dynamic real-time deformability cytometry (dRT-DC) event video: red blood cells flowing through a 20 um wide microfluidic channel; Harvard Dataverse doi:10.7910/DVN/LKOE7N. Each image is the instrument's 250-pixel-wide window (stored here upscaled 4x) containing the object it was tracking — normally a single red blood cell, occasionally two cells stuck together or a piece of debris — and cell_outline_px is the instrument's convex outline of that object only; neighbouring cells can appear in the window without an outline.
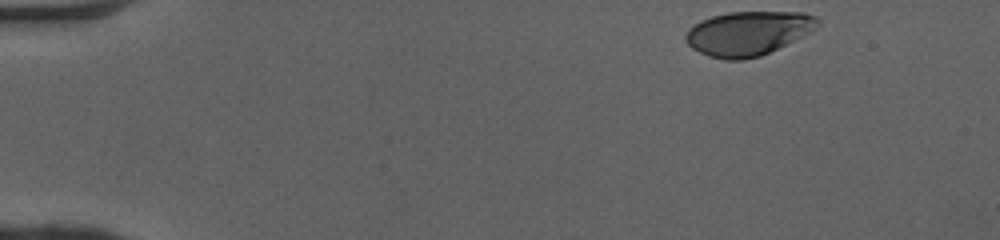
{"species": "human", "species_latin": "Homo sapiens", "temperature_condition": "cold", "stored_images_in_passage": 40, "camera_frame_rate_fps": 3000, "um_per_image_px": 0.085, "donor": {"sex": "female"}, "frame": {"image": 1, "passage_image": 1, "time_ms": 0.0, "image_size_px": [1000, 240], "cell_outline_px": [[820, 24], [812, 32], [760, 56], [740, 60], [724, 60], [708, 56], [692, 48], [684, 40], [684, 36], [688, 28], [700, 20], [712, 16], [728, 12], [804, 12], [816, 16], [820, 20]], "centroid_in_image_um": [63.58, 2.82], "position_along_channel_um": 21.4, "area_um2": 34.22}}
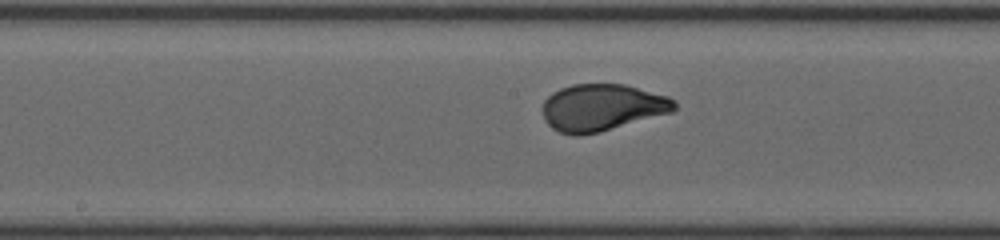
{"frame": {"image": 2, "passage_image": 22, "time_ms": 7.0, "image_size_px": [1000, 240], "cell_outline_px": [[676, 108], [672, 112], [600, 132], [576, 136], [572, 136], [560, 132], [552, 128], [544, 120], [544, 100], [552, 92], [560, 88], [572, 84], [624, 84], [668, 96], [676, 100]], "centroid_in_image_um": [51.18, 9.14], "position_along_channel_um": 197.0, "area_um2": 36.07}}
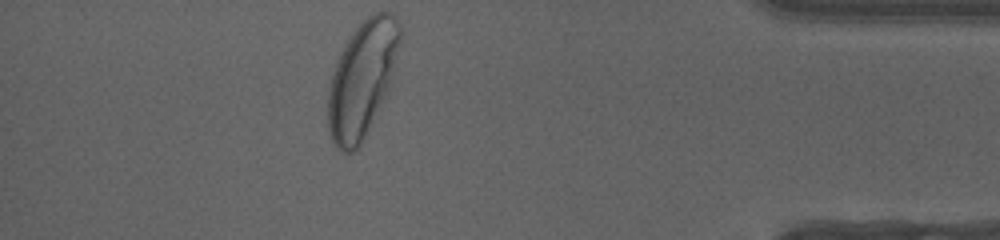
{"frame": {"image": 3, "passage_image": 40, "time_ms": 13.0, "image_size_px": [1000, 240], "cell_outline_px": [[400, 44], [396, 68], [392, 84], [380, 108], [356, 152], [340, 152], [336, 148], [332, 140], [328, 128], [328, 88], [340, 52], [352, 32], [372, 12], [388, 12], [396, 16], [400, 24]], "centroid_in_image_um": [30.81, 6.73], "position_along_channel_um": 404.4, "area_um2": 48.96}, "authors_computed_cell_mechanics": {"area_um2": 35.8071, "velocity_mm_per_s": 4.0646, "shape_relaxation_time_tau1_ms": 2.7801, "shape_relaxation_time_tau2_ms": null, "deformation_change_tau1": 0.158, "deformation_change_tau2": null}}